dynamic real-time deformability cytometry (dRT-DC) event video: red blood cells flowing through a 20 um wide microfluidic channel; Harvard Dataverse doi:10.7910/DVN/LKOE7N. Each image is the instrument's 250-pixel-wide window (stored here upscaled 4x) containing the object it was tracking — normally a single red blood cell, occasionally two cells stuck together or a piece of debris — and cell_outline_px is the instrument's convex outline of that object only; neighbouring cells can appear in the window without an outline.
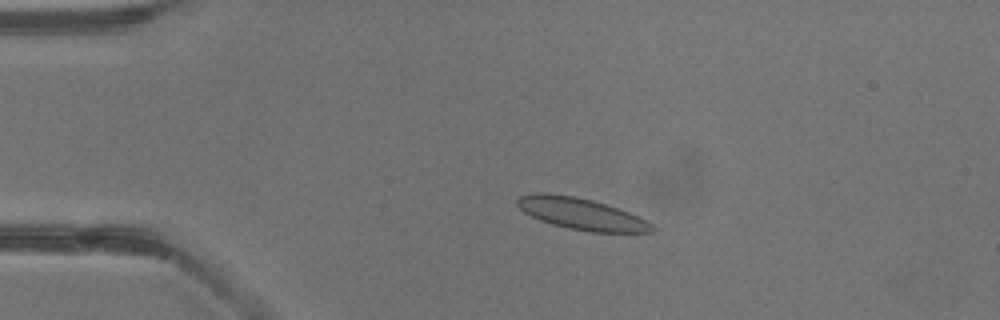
{"species": "common noctule bat (a hibernating species)", "species_latin": "Nyctalus noctula", "temperature_condition": "warm", "stored_images_in_passage": 2, "camera_frame_rate_fps": 3000, "um_per_image_px": 0.085, "animal": {"sex": "male", "body_mass_g": 13.3}, "frame": {"image": 1, "passage_image": 1, "time_ms": 0.0, "image_size_px": [1000, 320], "cell_outline_px": [[656, 232], [588, 232], [568, 228], [552, 224], [540, 220], [524, 212], [516, 204], [516, 200], [520, 196], [536, 192], [548, 192], [572, 196], [592, 200], [628, 212], [652, 224], [656, 228]], "centroid_in_image_um": [49.38, 18.17], "position_along_channel_um": 35.6, "area_um2": 24.62}}